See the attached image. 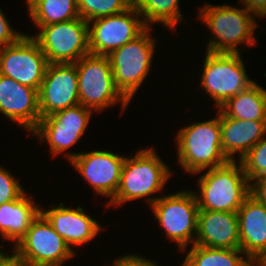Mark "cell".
<instances>
[{
	"mask_svg": "<svg viewBox=\"0 0 266 266\" xmlns=\"http://www.w3.org/2000/svg\"><path fill=\"white\" fill-rule=\"evenodd\" d=\"M0 113L31 133L41 119L38 90L0 74Z\"/></svg>",
	"mask_w": 266,
	"mask_h": 266,
	"instance_id": "16",
	"label": "cell"
},
{
	"mask_svg": "<svg viewBox=\"0 0 266 266\" xmlns=\"http://www.w3.org/2000/svg\"><path fill=\"white\" fill-rule=\"evenodd\" d=\"M41 213L72 250L87 242L89 244L102 229L99 221L89 216L81 206L72 208L61 202L48 210L41 208Z\"/></svg>",
	"mask_w": 266,
	"mask_h": 266,
	"instance_id": "17",
	"label": "cell"
},
{
	"mask_svg": "<svg viewBox=\"0 0 266 266\" xmlns=\"http://www.w3.org/2000/svg\"><path fill=\"white\" fill-rule=\"evenodd\" d=\"M6 254H7V253L2 252L1 249H0V261L3 259V257H4Z\"/></svg>",
	"mask_w": 266,
	"mask_h": 266,
	"instance_id": "34",
	"label": "cell"
},
{
	"mask_svg": "<svg viewBox=\"0 0 266 266\" xmlns=\"http://www.w3.org/2000/svg\"><path fill=\"white\" fill-rule=\"evenodd\" d=\"M33 23L41 26L79 18L77 0H26Z\"/></svg>",
	"mask_w": 266,
	"mask_h": 266,
	"instance_id": "24",
	"label": "cell"
},
{
	"mask_svg": "<svg viewBox=\"0 0 266 266\" xmlns=\"http://www.w3.org/2000/svg\"><path fill=\"white\" fill-rule=\"evenodd\" d=\"M150 207L166 238H170L179 251L185 252L195 244L199 207L193 191L183 189L160 195Z\"/></svg>",
	"mask_w": 266,
	"mask_h": 266,
	"instance_id": "7",
	"label": "cell"
},
{
	"mask_svg": "<svg viewBox=\"0 0 266 266\" xmlns=\"http://www.w3.org/2000/svg\"><path fill=\"white\" fill-rule=\"evenodd\" d=\"M199 173V190L194 192L199 210L237 212L250 194V183L238 160Z\"/></svg>",
	"mask_w": 266,
	"mask_h": 266,
	"instance_id": "4",
	"label": "cell"
},
{
	"mask_svg": "<svg viewBox=\"0 0 266 266\" xmlns=\"http://www.w3.org/2000/svg\"><path fill=\"white\" fill-rule=\"evenodd\" d=\"M216 114L215 118L194 122L177 132V163L185 173L199 174L229 161L221 148L219 108Z\"/></svg>",
	"mask_w": 266,
	"mask_h": 266,
	"instance_id": "3",
	"label": "cell"
},
{
	"mask_svg": "<svg viewBox=\"0 0 266 266\" xmlns=\"http://www.w3.org/2000/svg\"><path fill=\"white\" fill-rule=\"evenodd\" d=\"M199 19L212 32L206 51L214 53H239V45H257L255 29L258 25L255 16L242 6L205 4L198 10ZM243 43V44H242Z\"/></svg>",
	"mask_w": 266,
	"mask_h": 266,
	"instance_id": "2",
	"label": "cell"
},
{
	"mask_svg": "<svg viewBox=\"0 0 266 266\" xmlns=\"http://www.w3.org/2000/svg\"><path fill=\"white\" fill-rule=\"evenodd\" d=\"M26 192L19 183V179L2 166H0V205L19 199Z\"/></svg>",
	"mask_w": 266,
	"mask_h": 266,
	"instance_id": "28",
	"label": "cell"
},
{
	"mask_svg": "<svg viewBox=\"0 0 266 266\" xmlns=\"http://www.w3.org/2000/svg\"><path fill=\"white\" fill-rule=\"evenodd\" d=\"M28 194L25 192L19 199L0 205V235L4 241H12L13 247L24 237L41 212V204L35 203L33 196Z\"/></svg>",
	"mask_w": 266,
	"mask_h": 266,
	"instance_id": "21",
	"label": "cell"
},
{
	"mask_svg": "<svg viewBox=\"0 0 266 266\" xmlns=\"http://www.w3.org/2000/svg\"><path fill=\"white\" fill-rule=\"evenodd\" d=\"M260 266H266V259L262 262Z\"/></svg>",
	"mask_w": 266,
	"mask_h": 266,
	"instance_id": "35",
	"label": "cell"
},
{
	"mask_svg": "<svg viewBox=\"0 0 266 266\" xmlns=\"http://www.w3.org/2000/svg\"><path fill=\"white\" fill-rule=\"evenodd\" d=\"M237 212L199 210L195 244L210 248L240 249Z\"/></svg>",
	"mask_w": 266,
	"mask_h": 266,
	"instance_id": "19",
	"label": "cell"
},
{
	"mask_svg": "<svg viewBox=\"0 0 266 266\" xmlns=\"http://www.w3.org/2000/svg\"><path fill=\"white\" fill-rule=\"evenodd\" d=\"M12 250L24 266H62L76 254L41 212Z\"/></svg>",
	"mask_w": 266,
	"mask_h": 266,
	"instance_id": "9",
	"label": "cell"
},
{
	"mask_svg": "<svg viewBox=\"0 0 266 266\" xmlns=\"http://www.w3.org/2000/svg\"><path fill=\"white\" fill-rule=\"evenodd\" d=\"M93 110L81 104L45 116L29 134L46 143L52 157L65 153L85 133Z\"/></svg>",
	"mask_w": 266,
	"mask_h": 266,
	"instance_id": "11",
	"label": "cell"
},
{
	"mask_svg": "<svg viewBox=\"0 0 266 266\" xmlns=\"http://www.w3.org/2000/svg\"><path fill=\"white\" fill-rule=\"evenodd\" d=\"M241 5L257 19H262L266 15V0H239Z\"/></svg>",
	"mask_w": 266,
	"mask_h": 266,
	"instance_id": "32",
	"label": "cell"
},
{
	"mask_svg": "<svg viewBox=\"0 0 266 266\" xmlns=\"http://www.w3.org/2000/svg\"><path fill=\"white\" fill-rule=\"evenodd\" d=\"M133 0H77L79 16L87 22L129 9Z\"/></svg>",
	"mask_w": 266,
	"mask_h": 266,
	"instance_id": "26",
	"label": "cell"
},
{
	"mask_svg": "<svg viewBox=\"0 0 266 266\" xmlns=\"http://www.w3.org/2000/svg\"><path fill=\"white\" fill-rule=\"evenodd\" d=\"M10 25L7 16L0 8V47L14 44L25 35V33L21 31H15Z\"/></svg>",
	"mask_w": 266,
	"mask_h": 266,
	"instance_id": "29",
	"label": "cell"
},
{
	"mask_svg": "<svg viewBox=\"0 0 266 266\" xmlns=\"http://www.w3.org/2000/svg\"><path fill=\"white\" fill-rule=\"evenodd\" d=\"M68 162L92 187L95 194L110 198L116 194L125 157L107 150L65 153Z\"/></svg>",
	"mask_w": 266,
	"mask_h": 266,
	"instance_id": "14",
	"label": "cell"
},
{
	"mask_svg": "<svg viewBox=\"0 0 266 266\" xmlns=\"http://www.w3.org/2000/svg\"><path fill=\"white\" fill-rule=\"evenodd\" d=\"M39 43L29 34L0 47V74L39 91L48 66Z\"/></svg>",
	"mask_w": 266,
	"mask_h": 266,
	"instance_id": "12",
	"label": "cell"
},
{
	"mask_svg": "<svg viewBox=\"0 0 266 266\" xmlns=\"http://www.w3.org/2000/svg\"><path fill=\"white\" fill-rule=\"evenodd\" d=\"M221 148L229 161H240L266 135V121L227 117L219 109Z\"/></svg>",
	"mask_w": 266,
	"mask_h": 266,
	"instance_id": "20",
	"label": "cell"
},
{
	"mask_svg": "<svg viewBox=\"0 0 266 266\" xmlns=\"http://www.w3.org/2000/svg\"><path fill=\"white\" fill-rule=\"evenodd\" d=\"M240 250L255 264L266 259V205L249 194L237 211Z\"/></svg>",
	"mask_w": 266,
	"mask_h": 266,
	"instance_id": "18",
	"label": "cell"
},
{
	"mask_svg": "<svg viewBox=\"0 0 266 266\" xmlns=\"http://www.w3.org/2000/svg\"><path fill=\"white\" fill-rule=\"evenodd\" d=\"M147 27L134 40L108 55L115 85L130 102L150 73L156 52V38ZM152 64V65H151Z\"/></svg>",
	"mask_w": 266,
	"mask_h": 266,
	"instance_id": "6",
	"label": "cell"
},
{
	"mask_svg": "<svg viewBox=\"0 0 266 266\" xmlns=\"http://www.w3.org/2000/svg\"><path fill=\"white\" fill-rule=\"evenodd\" d=\"M240 163L249 183L266 174V135L249 150Z\"/></svg>",
	"mask_w": 266,
	"mask_h": 266,
	"instance_id": "27",
	"label": "cell"
},
{
	"mask_svg": "<svg viewBox=\"0 0 266 266\" xmlns=\"http://www.w3.org/2000/svg\"><path fill=\"white\" fill-rule=\"evenodd\" d=\"M250 194L266 205V174L254 179L250 183Z\"/></svg>",
	"mask_w": 266,
	"mask_h": 266,
	"instance_id": "31",
	"label": "cell"
},
{
	"mask_svg": "<svg viewBox=\"0 0 266 266\" xmlns=\"http://www.w3.org/2000/svg\"><path fill=\"white\" fill-rule=\"evenodd\" d=\"M219 109L240 120L266 121V89L257 82L229 98Z\"/></svg>",
	"mask_w": 266,
	"mask_h": 266,
	"instance_id": "22",
	"label": "cell"
},
{
	"mask_svg": "<svg viewBox=\"0 0 266 266\" xmlns=\"http://www.w3.org/2000/svg\"><path fill=\"white\" fill-rule=\"evenodd\" d=\"M12 254H6L3 259L0 261V266H24L23 261L20 257L11 250Z\"/></svg>",
	"mask_w": 266,
	"mask_h": 266,
	"instance_id": "33",
	"label": "cell"
},
{
	"mask_svg": "<svg viewBox=\"0 0 266 266\" xmlns=\"http://www.w3.org/2000/svg\"><path fill=\"white\" fill-rule=\"evenodd\" d=\"M38 96L41 118L80 104L76 63H49Z\"/></svg>",
	"mask_w": 266,
	"mask_h": 266,
	"instance_id": "15",
	"label": "cell"
},
{
	"mask_svg": "<svg viewBox=\"0 0 266 266\" xmlns=\"http://www.w3.org/2000/svg\"><path fill=\"white\" fill-rule=\"evenodd\" d=\"M32 37L48 63H76L90 53L88 22L81 17L41 26Z\"/></svg>",
	"mask_w": 266,
	"mask_h": 266,
	"instance_id": "10",
	"label": "cell"
},
{
	"mask_svg": "<svg viewBox=\"0 0 266 266\" xmlns=\"http://www.w3.org/2000/svg\"><path fill=\"white\" fill-rule=\"evenodd\" d=\"M181 266H255L240 249L192 245Z\"/></svg>",
	"mask_w": 266,
	"mask_h": 266,
	"instance_id": "23",
	"label": "cell"
},
{
	"mask_svg": "<svg viewBox=\"0 0 266 266\" xmlns=\"http://www.w3.org/2000/svg\"><path fill=\"white\" fill-rule=\"evenodd\" d=\"M112 266H159L154 260L146 259L141 255L126 254L114 259Z\"/></svg>",
	"mask_w": 266,
	"mask_h": 266,
	"instance_id": "30",
	"label": "cell"
},
{
	"mask_svg": "<svg viewBox=\"0 0 266 266\" xmlns=\"http://www.w3.org/2000/svg\"><path fill=\"white\" fill-rule=\"evenodd\" d=\"M78 73L79 102L94 112L121 105V115L129 101L115 85L108 56L87 54L76 62Z\"/></svg>",
	"mask_w": 266,
	"mask_h": 266,
	"instance_id": "5",
	"label": "cell"
},
{
	"mask_svg": "<svg viewBox=\"0 0 266 266\" xmlns=\"http://www.w3.org/2000/svg\"><path fill=\"white\" fill-rule=\"evenodd\" d=\"M179 5L180 0H133L146 27L152 28V24L159 23L172 31L185 21Z\"/></svg>",
	"mask_w": 266,
	"mask_h": 266,
	"instance_id": "25",
	"label": "cell"
},
{
	"mask_svg": "<svg viewBox=\"0 0 266 266\" xmlns=\"http://www.w3.org/2000/svg\"><path fill=\"white\" fill-rule=\"evenodd\" d=\"M205 52L199 85L218 109L229 98L246 90L255 80L247 75L242 54Z\"/></svg>",
	"mask_w": 266,
	"mask_h": 266,
	"instance_id": "8",
	"label": "cell"
},
{
	"mask_svg": "<svg viewBox=\"0 0 266 266\" xmlns=\"http://www.w3.org/2000/svg\"><path fill=\"white\" fill-rule=\"evenodd\" d=\"M172 172L165 161L157 154L155 148H143L133 156H125L121 177L115 197L106 202L109 206L118 207L129 201L145 198L151 206L158 198ZM151 196V197H150Z\"/></svg>",
	"mask_w": 266,
	"mask_h": 266,
	"instance_id": "1",
	"label": "cell"
},
{
	"mask_svg": "<svg viewBox=\"0 0 266 266\" xmlns=\"http://www.w3.org/2000/svg\"><path fill=\"white\" fill-rule=\"evenodd\" d=\"M88 27L90 53L103 56L134 40L147 28L133 5L122 13L89 21Z\"/></svg>",
	"mask_w": 266,
	"mask_h": 266,
	"instance_id": "13",
	"label": "cell"
}]
</instances>
